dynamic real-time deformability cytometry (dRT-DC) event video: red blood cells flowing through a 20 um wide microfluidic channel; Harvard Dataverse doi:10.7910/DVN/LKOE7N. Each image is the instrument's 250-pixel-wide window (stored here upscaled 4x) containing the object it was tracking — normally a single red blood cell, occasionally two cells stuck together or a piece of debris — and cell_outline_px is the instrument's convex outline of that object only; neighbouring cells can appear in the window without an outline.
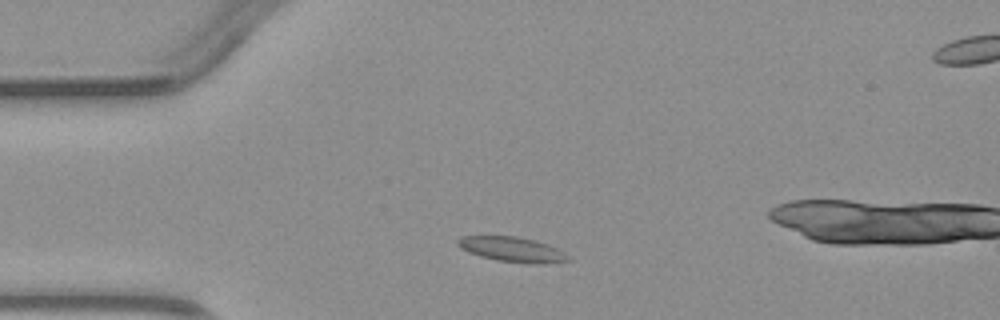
{"species": "common noctule bat (a hibernating species)", "species_latin": "Nyctalus noctula", "temperature_condition": "warm", "stored_images_in_passage": 4, "camera_frame_rate_fps": 3000, "um_per_image_px": 0.085, "animal": {"sex": "male", "body_mass_g": 23.1, "forearm_length_mm": 52.7}, "frame": {"image": 1, "passage_image": 2, "time_ms": 1.333, "image_size_px": [1000, 320], "cell_outline_px": [[572, 260], [544, 264], [524, 264], [496, 260], [480, 256], [468, 252], [460, 248], [456, 244], [456, 240], [460, 236], [516, 236], [548, 244], [556, 248], [568, 256]], "centroid_in_image_um": [43.5, 21.21], "position_along_channel_um": 41.5, "area_um2": 16.18}}